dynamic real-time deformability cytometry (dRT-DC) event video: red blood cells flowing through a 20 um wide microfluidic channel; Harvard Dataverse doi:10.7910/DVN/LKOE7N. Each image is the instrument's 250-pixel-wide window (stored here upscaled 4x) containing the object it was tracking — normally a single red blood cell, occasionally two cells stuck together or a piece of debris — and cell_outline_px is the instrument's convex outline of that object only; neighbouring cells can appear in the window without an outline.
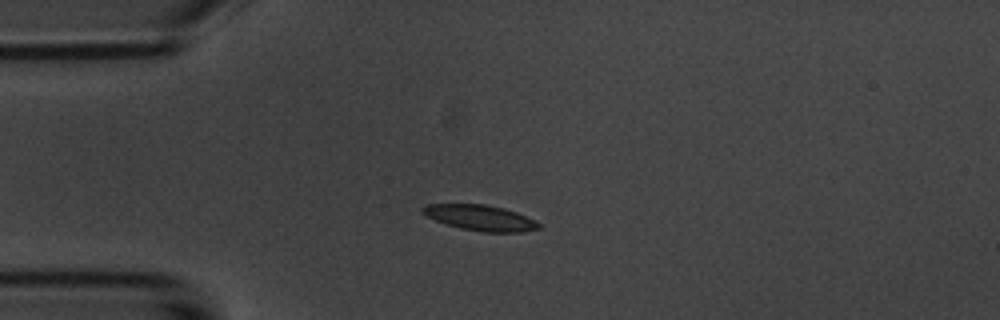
{"species": "common noctule bat (a hibernating species)", "species_latin": "Nyctalus noctula", "temperature_condition": "room temperature", "stored_images_in_passage": 42, "camera_frame_rate_fps": 3000, "um_per_image_px": 0.085, "animal": {"sex": "male", "body_mass_g": 20.1, "forearm_length_mm": 53.5}, "frame": {"image": 1, "passage_image": 1, "time_ms": 0.0, "image_size_px": [1000, 320], "cell_outline_px": [[540, 228], [524, 232], [484, 232], [460, 228], [436, 220], [420, 212], [420, 208], [424, 204], [484, 204], [504, 208], [516, 212], [536, 220], [540, 224]], "centroid_in_image_um": [40.83, 18.5], "position_along_channel_um": 44.2, "area_um2": 17.34}}
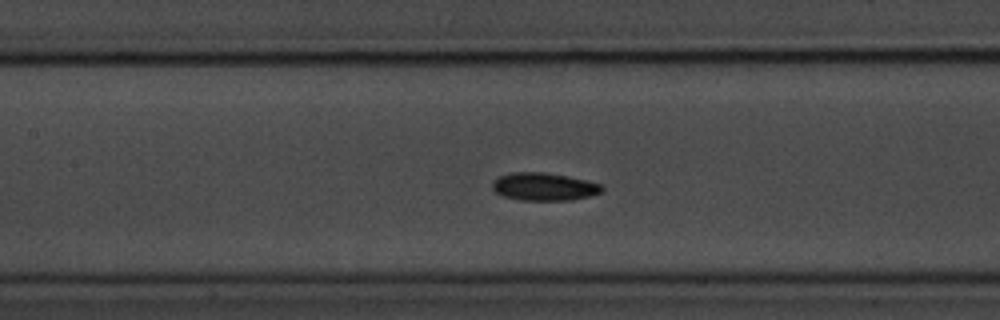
{"frame": {"image": 2, "passage_image": 12, "time_ms": 3.667, "image_size_px": [1000, 320], "cell_outline_px": [[604, 188], [600, 192], [588, 196], [572, 200], [520, 200], [504, 196], [496, 192], [492, 188], [492, 180], [496, 176], [512, 172], [544, 172], [568, 176], [588, 180], [604, 184]], "centroid_in_image_um": [46.23, 15.85], "position_along_channel_um": 161.2, "area_um2": 17.98}}
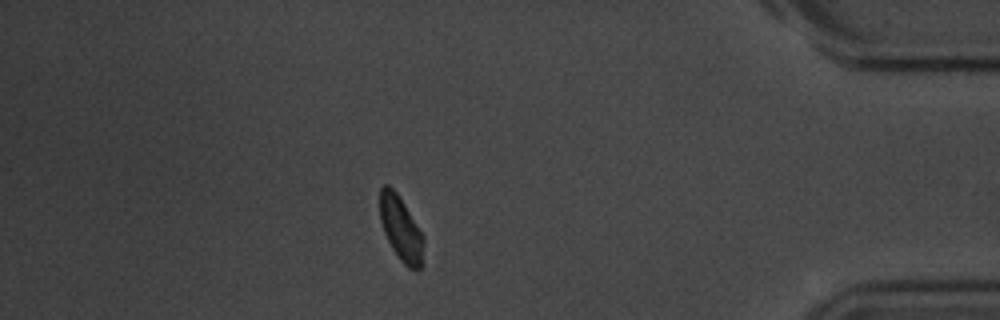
{"frame": {"image": 3, "passage_image": 35, "time_ms": 11.333, "image_size_px": [1000, 320], "cell_outline_px": [[424, 240], [420, 268], [416, 272], [408, 268], [400, 260], [392, 248], [384, 232], [380, 220], [380, 188], [384, 184], [388, 184], [396, 192], [404, 204], [424, 236]], "centroid_in_image_um": [34.07, 19.45], "position_along_channel_um": 401.1, "area_um2": 16.3}, "authors_computed_cell_mechanics": {"area_um2": 17.34, "velocity_mm_per_s": 3.6668, "shape_relaxation_time_tau1_ms": 8.3566, "shape_relaxation_time_tau2_ms": 5.5047, "deformation_change_tau1": 0.2462, "deformation_change_tau2": 0.0696}}